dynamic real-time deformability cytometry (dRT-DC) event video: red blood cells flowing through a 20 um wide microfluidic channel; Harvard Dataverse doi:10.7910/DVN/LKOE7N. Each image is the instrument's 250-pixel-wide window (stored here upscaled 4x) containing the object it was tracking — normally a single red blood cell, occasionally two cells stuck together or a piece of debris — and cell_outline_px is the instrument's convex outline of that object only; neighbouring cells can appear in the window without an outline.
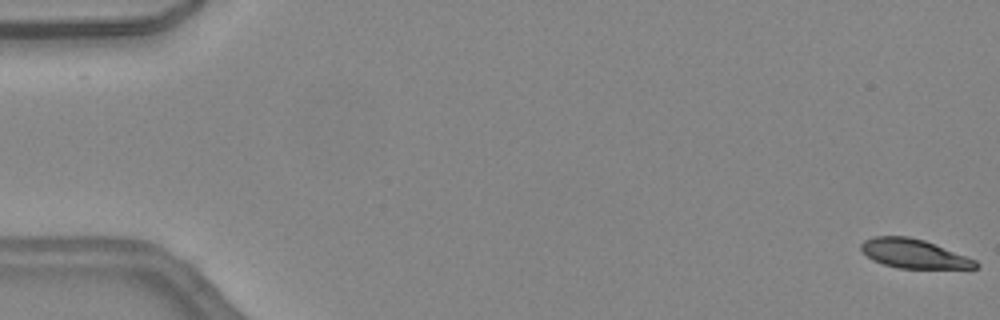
{"species": "common noctule bat (a hibernating species)", "species_latin": "Nyctalus noctula", "temperature_condition": "warm", "stored_images_in_passage": 46, "camera_frame_rate_fps": 3000, "um_per_image_px": 0.085, "animal": {"sex": "female", "body_mass_g": 24.6, "forearm_length_mm": 56.2}, "frame": {"image": 1, "passage_image": 1, "time_ms": 0.0, "image_size_px": [1000, 320], "cell_outline_px": [[980, 264], [976, 268], [900, 268], [884, 264], [872, 260], [860, 248], [860, 244], [864, 240], [872, 236], [908, 236], [924, 240], [976, 260]], "centroid_in_image_um": [77.65, 21.55], "position_along_channel_um": 7.4, "area_um2": 19.19}}
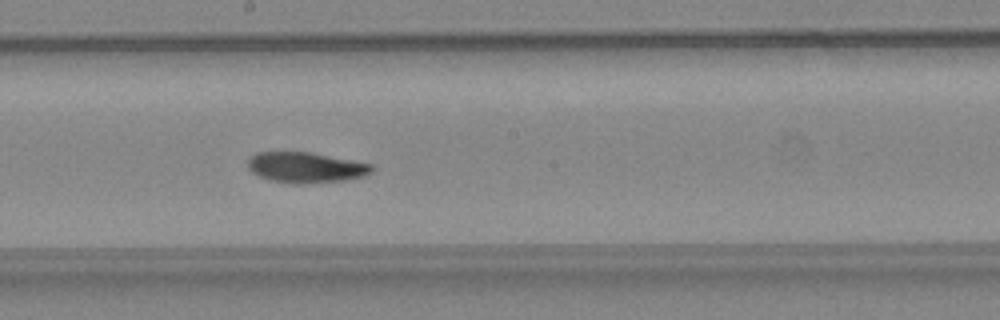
{"frame": {"image": 2, "passage_image": 26, "time_ms": 8.333, "image_size_px": [1000, 320], "cell_outline_px": [[376, 168], [372, 172], [364, 176], [344, 180], [300, 184], [296, 184], [272, 180], [260, 176], [252, 172], [248, 168], [248, 160], [256, 152], [312, 152], [372, 164]], "centroid_in_image_um": [26.03, 14.22], "position_along_channel_um": 222.2, "area_um2": 22.02}}
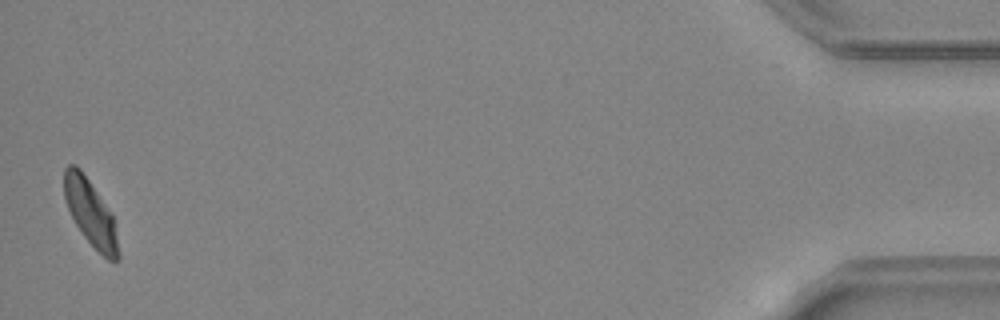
{"frame": {"image": 3, "passage_image": 46, "time_ms": 15.0, "image_size_px": [1000, 320], "cell_outline_px": [[120, 260], [108, 260], [84, 236], [76, 224], [68, 208], [64, 196], [64, 168], [68, 164], [76, 164], [80, 168], [112, 216], [120, 252]], "centroid_in_image_um": [7.67, 18.09], "position_along_channel_um": 427.5, "area_um2": 20.17}, "authors_computed_cell_mechanics": {"area_um2": 21.5594, "velocity_mm_per_s": 4.4954, "shape_relaxation_time_tau1_ms": 3.457, "shape_relaxation_time_tau2_ms": 3.5471, "deformation_change_tau1": 0.1558, "deformation_change_tau2": 0.0927}}